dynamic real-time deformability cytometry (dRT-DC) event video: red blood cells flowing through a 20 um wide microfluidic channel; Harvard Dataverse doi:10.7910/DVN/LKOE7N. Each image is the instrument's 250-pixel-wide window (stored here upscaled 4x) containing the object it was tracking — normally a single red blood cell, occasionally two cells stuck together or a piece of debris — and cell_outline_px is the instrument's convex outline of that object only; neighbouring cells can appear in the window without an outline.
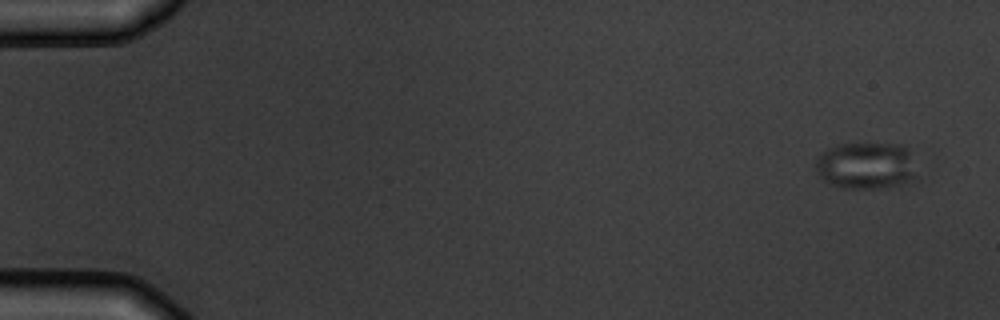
{"species": "common noctule bat (a hibernating species)", "species_latin": "Nyctalus noctula", "temperature_condition": "warm", "stored_images_in_passage": 5, "camera_frame_rate_fps": 3000, "um_per_image_px": 0.085, "animal": {"sex": "male", "body_mass_g": 19.5, "forearm_length_mm": 54.6}, "frame": {"image": 1, "passage_image": 1, "time_ms": 0.0, "image_size_px": [1000, 320], "cell_outline_px": [[920, 180], [888, 188], [844, 188], [832, 184], [824, 180], [816, 172], [816, 160], [828, 148], [836, 144], [900, 144], [908, 148], [920, 176]], "centroid_in_image_um": [73.72, 14.1], "position_along_channel_um": 11.3, "area_um2": 28.26}}